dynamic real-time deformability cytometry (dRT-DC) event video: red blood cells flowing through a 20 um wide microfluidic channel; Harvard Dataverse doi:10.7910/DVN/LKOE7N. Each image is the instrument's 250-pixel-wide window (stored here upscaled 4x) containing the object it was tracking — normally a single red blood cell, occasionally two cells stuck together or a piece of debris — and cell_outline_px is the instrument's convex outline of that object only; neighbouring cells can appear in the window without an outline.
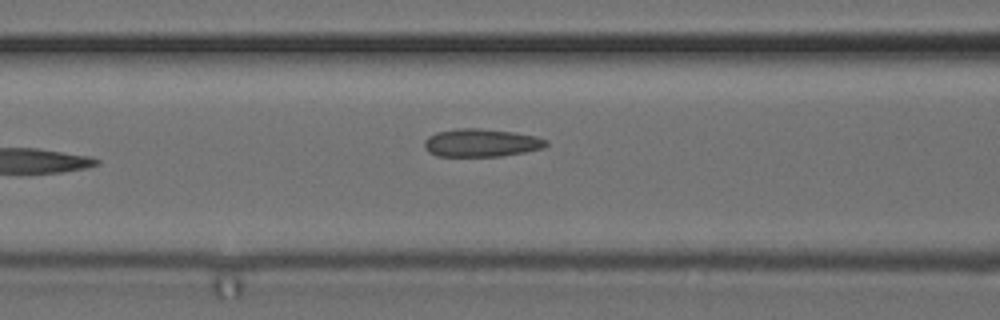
{"species": "common noctule bat (a hibernating species)", "species_latin": "Nyctalus noctula", "temperature_condition": "cold", "stored_images_in_passage": 6, "camera_frame_rate_fps": 3000, "um_per_image_px": 0.085, "animal": {"sex": "female", "body_mass_g": 24.6, "forearm_length_mm": 56.2}, "frame": {"image": 1, "passage_image": 6, "time_ms": 1.667, "image_size_px": [1000, 320], "cell_outline_px": [[548, 144], [544, 148], [524, 152], [500, 156], [436, 156], [428, 152], [424, 148], [424, 140], [428, 136], [436, 132], [456, 128], [480, 128], [512, 132], [536, 136], [548, 140]], "centroid_in_image_um": [40.88, 12.13], "position_along_channel_um": 125.7, "area_um2": 20.0}}